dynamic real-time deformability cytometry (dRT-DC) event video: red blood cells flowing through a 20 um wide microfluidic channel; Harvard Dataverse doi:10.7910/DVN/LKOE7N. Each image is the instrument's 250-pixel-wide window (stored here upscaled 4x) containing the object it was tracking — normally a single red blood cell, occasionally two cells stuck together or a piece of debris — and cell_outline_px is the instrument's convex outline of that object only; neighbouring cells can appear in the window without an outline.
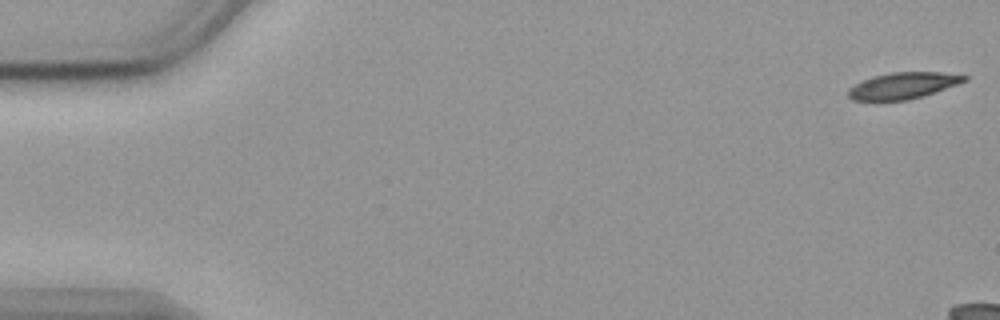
{"species": "common noctule bat (a hibernating species)", "species_latin": "Nyctalus noctula", "temperature_condition": "cold", "stored_images_in_passage": 10, "camera_frame_rate_fps": 3000, "um_per_image_px": 0.085, "animal": {"sex": "female", "body_mass_g": 19.9}, "frame": {"image": 1, "passage_image": 1, "time_ms": 0.0, "image_size_px": [1000, 320], "cell_outline_px": [[968, 80], [924, 96], [908, 100], [876, 104], [852, 100], [848, 96], [848, 88], [860, 80], [872, 76], [892, 72], [940, 72], [968, 76]], "centroid_in_image_um": [76.64, 7.33], "position_along_channel_um": 8.4, "area_um2": 18.73}}